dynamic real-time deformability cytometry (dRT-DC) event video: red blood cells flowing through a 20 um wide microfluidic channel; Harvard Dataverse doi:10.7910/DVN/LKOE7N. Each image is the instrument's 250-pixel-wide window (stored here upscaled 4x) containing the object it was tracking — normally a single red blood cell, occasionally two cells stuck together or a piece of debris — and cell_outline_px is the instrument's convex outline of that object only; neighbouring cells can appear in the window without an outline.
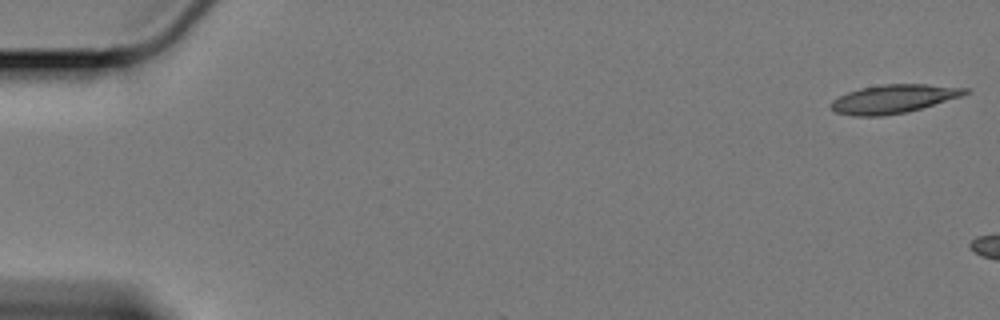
{"species": "Egyptian fruit bat (a non-hibernating species)", "species_latin": "Rousettus aegyptiacus", "temperature_condition": "cold", "stored_images_in_passage": 6, "camera_frame_rate_fps": 3000, "um_per_image_px": 0.085, "animal": {"sex": "female"}, "frame": {"image": 1, "passage_image": 1, "time_ms": 0.0, "image_size_px": [1000, 320], "cell_outline_px": [[972, 92], [960, 96], [920, 108], [904, 112], [884, 116], [852, 116], [836, 112], [828, 104], [832, 100], [848, 92], [860, 88], [884, 84], [928, 84], [968, 88]], "centroid_in_image_um": [75.92, 8.4], "position_along_channel_um": 9.1, "area_um2": 22.14}}